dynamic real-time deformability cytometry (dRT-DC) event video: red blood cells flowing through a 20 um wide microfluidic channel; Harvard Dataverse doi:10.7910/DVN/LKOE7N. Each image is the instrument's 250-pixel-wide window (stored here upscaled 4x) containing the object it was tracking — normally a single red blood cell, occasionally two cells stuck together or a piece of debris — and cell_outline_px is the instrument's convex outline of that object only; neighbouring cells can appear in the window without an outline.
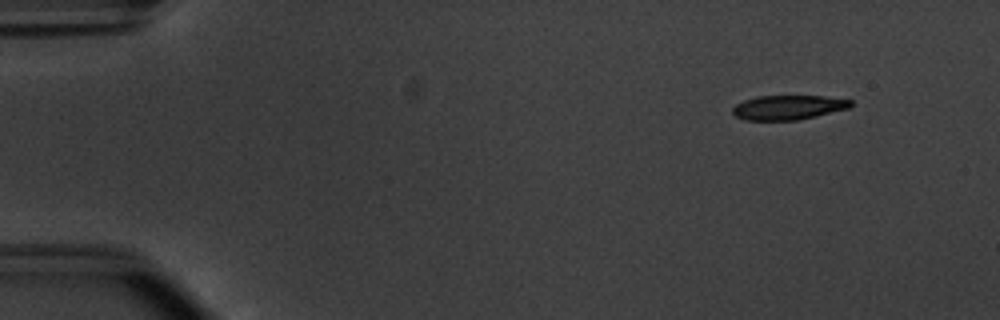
{"species": "common noctule bat (a hibernating species)", "species_latin": "Nyctalus noctula", "temperature_condition": "warm", "stored_images_in_passage": 51, "camera_frame_rate_fps": 3000, "um_per_image_px": 0.085, "animal": {"sex": "male", "body_mass_g": 20.1, "forearm_length_mm": 53.5}, "frame": {"image": 1, "passage_image": 3, "time_ms": 0.667, "image_size_px": [1000, 320], "cell_outline_px": [[852, 104], [848, 108], [816, 116], [796, 120], [744, 120], [736, 116], [732, 112], [732, 108], [736, 104], [744, 100], [756, 96], [824, 96], [852, 100]], "centroid_in_image_um": [66.97, 9.13], "position_along_channel_um": 18.0, "area_um2": 16.76}}
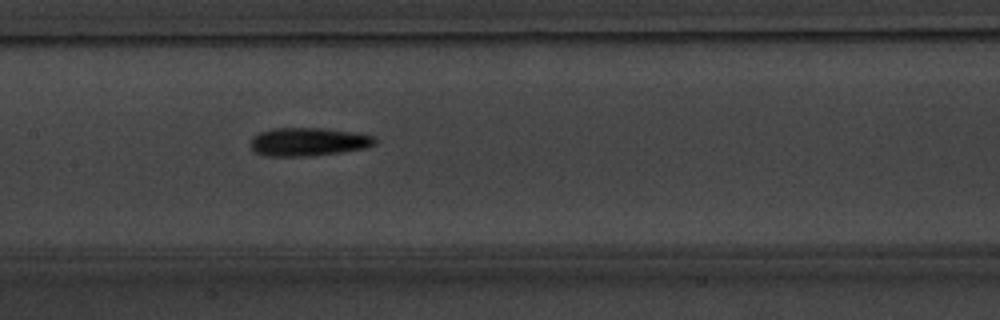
{"frame": {"image": 2, "passage_image": 24, "time_ms": 7.667, "image_size_px": [1000, 320], "cell_outline_px": [[376, 144], [368, 148], [340, 152], [308, 156], [264, 156], [256, 152], [252, 148], [252, 136], [260, 132], [272, 128], [324, 128], [356, 132], [376, 136]], "centroid_in_image_um": [26.25, 12.04], "position_along_channel_um": 181.1, "area_um2": 20.69}}
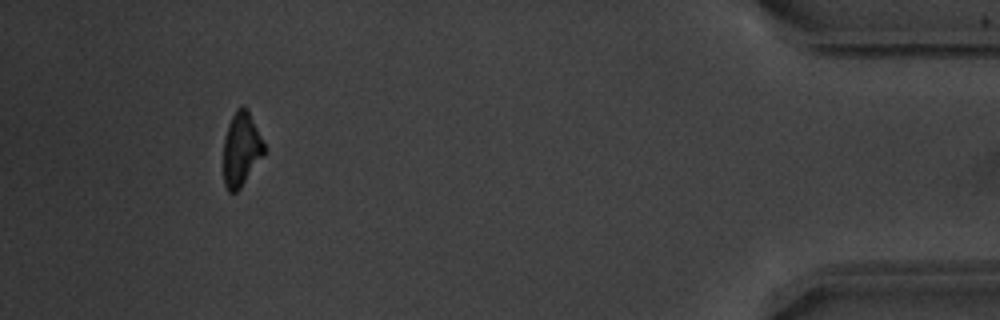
{"frame": {"image": 3, "passage_image": 47, "time_ms": 15.333, "image_size_px": [1000, 320], "cell_outline_px": [[264, 156], [240, 188], [236, 192], [228, 192], [224, 184], [224, 136], [228, 124], [236, 108], [248, 108], [264, 144]], "centroid_in_image_um": [20.5, 12.69], "position_along_channel_um": 414.7, "area_um2": 17.46}, "authors_computed_cell_mechanics": {"area_um2": 18.9006, "velocity_mm_per_s": 3.8267, "shape_relaxation_time_tau1_ms": 3.0612, "shape_relaxation_time_tau2_ms": null, "deformation_change_tau1": 0.1542, "deformation_change_tau2": null}}